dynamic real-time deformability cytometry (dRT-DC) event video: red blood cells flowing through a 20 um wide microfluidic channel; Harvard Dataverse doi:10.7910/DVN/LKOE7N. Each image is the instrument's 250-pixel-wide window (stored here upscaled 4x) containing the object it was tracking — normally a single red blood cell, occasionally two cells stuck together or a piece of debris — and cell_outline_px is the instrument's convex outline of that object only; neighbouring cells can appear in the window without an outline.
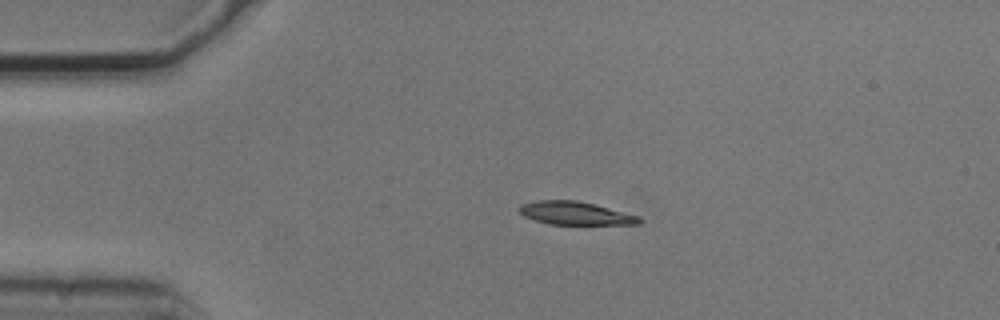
{"species": "common noctule bat (a hibernating species)", "species_latin": "Nyctalus noctula", "temperature_condition": "cold", "stored_images_in_passage": 2, "camera_frame_rate_fps": 3000, "um_per_image_px": 0.085, "animal": {"sex": "male", "body_mass_g": 20.5, "forearm_length_mm": 52.5}, "frame": {"image": 1, "passage_image": 1, "time_ms": 0.0, "image_size_px": [1000, 320], "cell_outline_px": [[644, 220], [640, 224], [548, 224], [524, 216], [516, 208], [520, 204], [536, 200], [576, 200], [596, 204], [640, 216]], "centroid_in_image_um": [48.91, 18.11], "position_along_channel_um": 36.1, "area_um2": 16.36}}